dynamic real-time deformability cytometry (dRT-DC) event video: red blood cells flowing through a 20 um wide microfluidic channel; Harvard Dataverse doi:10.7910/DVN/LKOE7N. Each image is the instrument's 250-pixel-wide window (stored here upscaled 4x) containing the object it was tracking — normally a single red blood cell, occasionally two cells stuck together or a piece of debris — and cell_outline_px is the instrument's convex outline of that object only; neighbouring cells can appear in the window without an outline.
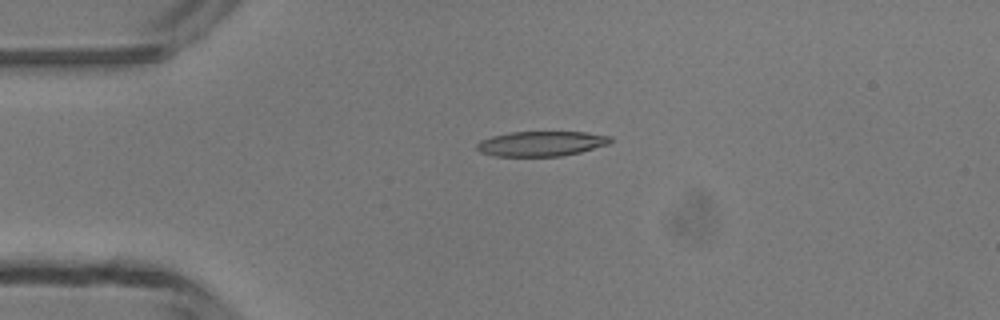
{"species": "common noctule bat (a hibernating species)", "species_latin": "Nyctalus noctula", "temperature_condition": "room temperature", "stored_images_in_passage": 5, "camera_frame_rate_fps": 3000, "um_per_image_px": 0.085, "animal": {"sex": "male", "body_mass_g": 13.3}, "frame": {"image": 1, "passage_image": 3, "time_ms": 2.333, "image_size_px": [1000, 320], "cell_outline_px": [[612, 140], [608, 144], [580, 152], [560, 156], [496, 156], [480, 152], [476, 148], [476, 144], [480, 140], [492, 136], [508, 132], [588, 132], [612, 136]], "centroid_in_image_um": [46.0, 12.2], "position_along_channel_um": 39.0, "area_um2": 19.48}}
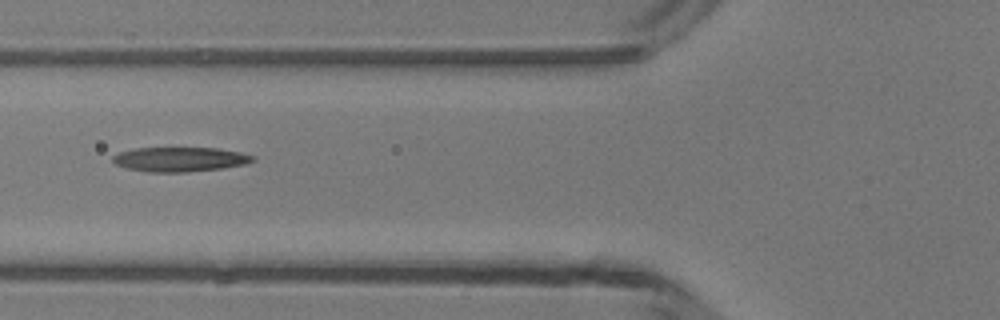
{"frame": {"image": 2, "passage_image": 5, "time_ms": 4.667, "image_size_px": [1000, 320], "cell_outline_px": [[256, 160], [244, 164], [220, 168], [184, 172], [148, 172], [128, 168], [116, 164], [112, 160], [112, 156], [120, 152], [136, 148], [220, 148], [240, 152], [252, 156]], "centroid_in_image_um": [15.28, 13.53], "position_along_channel_um": 110.5, "area_um2": 19.77}}